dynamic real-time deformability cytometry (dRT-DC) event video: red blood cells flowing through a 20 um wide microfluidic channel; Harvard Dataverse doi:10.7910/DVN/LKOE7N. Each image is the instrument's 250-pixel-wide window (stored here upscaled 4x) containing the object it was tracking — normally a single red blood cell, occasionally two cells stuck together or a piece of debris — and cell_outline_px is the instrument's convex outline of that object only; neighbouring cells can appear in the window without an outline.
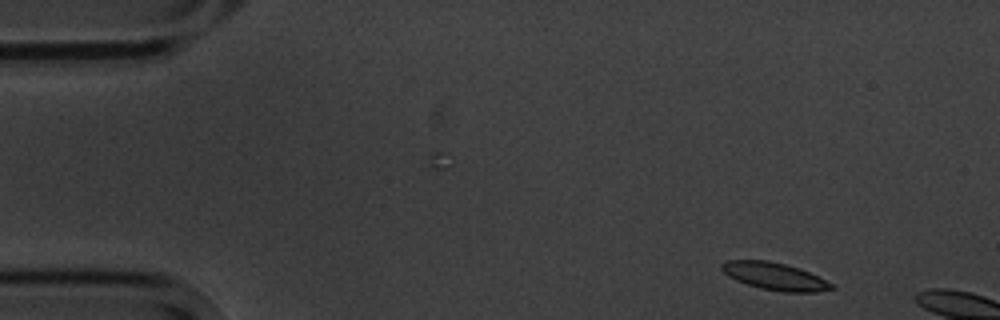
{"species": "common noctule bat (a hibernating species)", "species_latin": "Nyctalus noctula", "temperature_condition": "cold", "stored_images_in_passage": 3, "camera_frame_rate_fps": 3000, "um_per_image_px": 0.085, "animal": {"sex": "male", "body_mass_g": 20.1, "forearm_length_mm": 53.5}, "frame": {"image": 1, "passage_image": 1, "time_ms": 0.0, "image_size_px": [1000, 320], "cell_outline_px": [[836, 288], [816, 292], [784, 292], [760, 288], [736, 280], [728, 276], [720, 268], [720, 264], [724, 260], [768, 260], [800, 268], [832, 284]], "centroid_in_image_um": [65.8, 23.47], "position_along_channel_um": 19.2, "area_um2": 17.4}}